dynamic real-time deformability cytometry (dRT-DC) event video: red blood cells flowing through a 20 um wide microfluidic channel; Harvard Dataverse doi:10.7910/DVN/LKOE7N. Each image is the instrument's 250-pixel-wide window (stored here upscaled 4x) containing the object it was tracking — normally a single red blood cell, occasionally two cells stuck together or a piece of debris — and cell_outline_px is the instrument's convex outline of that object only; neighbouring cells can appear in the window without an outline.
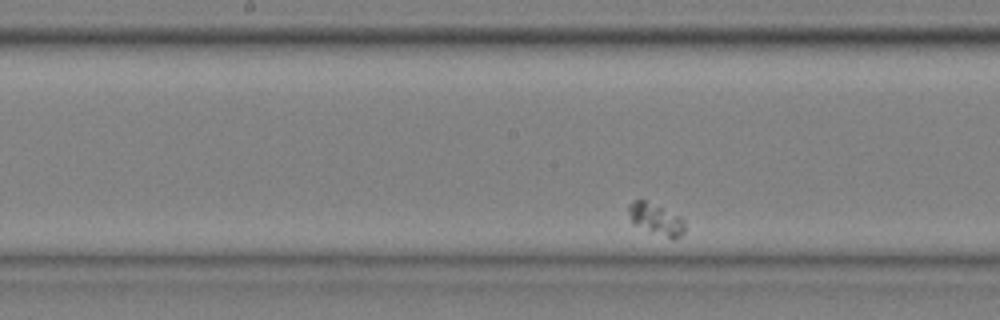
{"species": "common noctule bat (a hibernating species)", "species_latin": "Nyctalus noctula", "temperature_condition": "cold", "stored_images_in_passage": 35, "camera_frame_rate_fps": 3000, "um_per_image_px": 0.085, "animal": {"sex": "male", "body_mass_g": 20.4}, "frame": {"image": 1, "passage_image": 16, "time_ms": 5.0, "image_size_px": [1000, 320], "cell_outline_px": [[684, 232], [680, 236], [672, 240], [632, 224], [628, 212], [628, 204], [636, 200], [644, 200], [680, 216], [684, 224]], "centroid_in_image_um": [55.74, 18.65], "position_along_channel_um": 192.5, "area_um2": 10.17}}
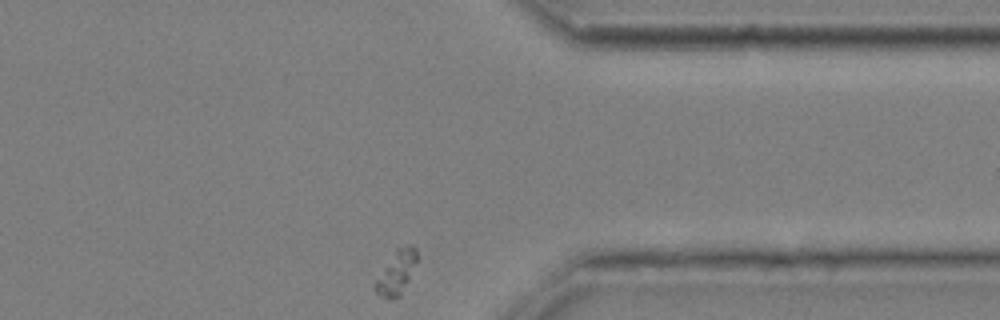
{"frame": {"image": 2, "passage_image": 35, "time_ms": 11.333, "image_size_px": [1000, 320], "cell_outline_px": [[416, 260], [408, 280], [400, 296], [392, 300], [376, 292], [376, 280], [396, 248], [408, 244], [412, 244], [416, 248]], "centroid_in_image_um": [33.72, 23.13], "position_along_channel_um": 377.7, "area_um2": 10.06}}